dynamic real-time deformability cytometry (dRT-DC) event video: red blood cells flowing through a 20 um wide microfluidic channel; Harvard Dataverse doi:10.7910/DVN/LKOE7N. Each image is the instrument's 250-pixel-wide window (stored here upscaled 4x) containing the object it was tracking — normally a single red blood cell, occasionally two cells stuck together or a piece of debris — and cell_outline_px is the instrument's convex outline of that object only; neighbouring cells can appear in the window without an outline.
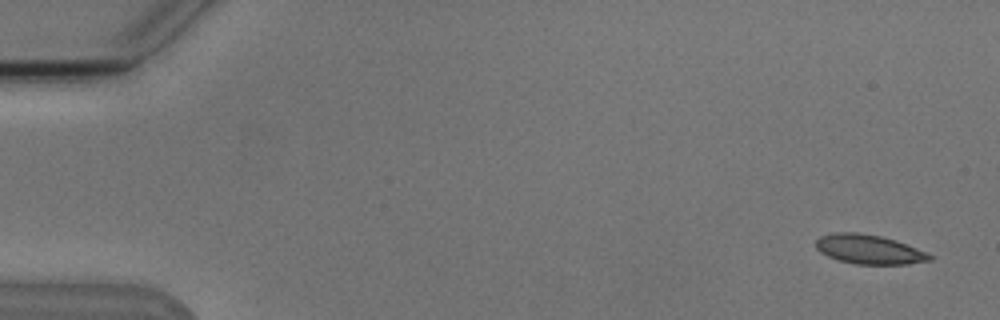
{"species": "Egyptian fruit bat (a non-hibernating species)", "species_latin": "Rousettus aegyptiacus", "temperature_condition": "cold", "stored_images_in_passage": 6, "camera_frame_rate_fps": 3000, "um_per_image_px": 0.085, "animal": {"sex": "male"}, "frame": {"image": 1, "passage_image": 1, "time_ms": 0.0, "image_size_px": [1000, 320], "cell_outline_px": [[936, 256], [932, 260], [908, 264], [856, 264], [840, 260], [828, 256], [820, 252], [816, 248], [816, 240], [820, 236], [836, 232], [856, 232], [880, 236], [896, 240], [928, 252]], "centroid_in_image_um": [73.92, 21.19], "position_along_channel_um": 11.1, "area_um2": 19.54}}
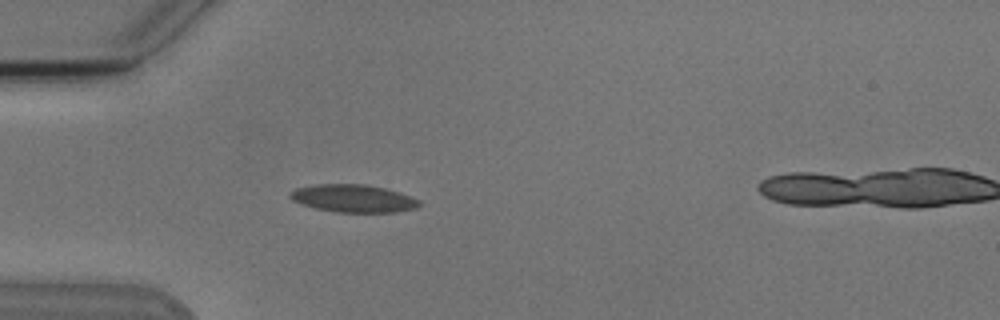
{"frame": {"image": 2, "passage_image": 5, "time_ms": 4.667, "image_size_px": [1000, 320], "cell_outline_px": [[424, 204], [416, 208], [396, 212], [336, 212], [316, 208], [300, 204], [292, 200], [288, 196], [288, 192], [296, 188], [320, 184], [364, 184], [384, 188], [420, 200]], "centroid_in_image_um": [30.01, 16.87], "position_along_channel_um": 55.0, "area_um2": 20.81}}